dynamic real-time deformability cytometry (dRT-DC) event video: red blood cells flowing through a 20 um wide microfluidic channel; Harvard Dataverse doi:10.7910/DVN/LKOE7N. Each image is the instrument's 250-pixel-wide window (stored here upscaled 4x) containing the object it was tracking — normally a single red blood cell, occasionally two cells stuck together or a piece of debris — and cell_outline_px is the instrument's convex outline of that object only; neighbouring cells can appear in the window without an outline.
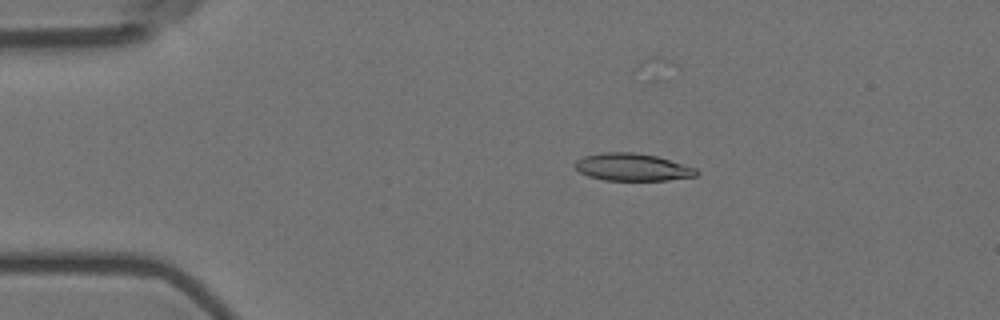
{"species": "Egyptian fruit bat (a non-hibernating species)", "species_latin": "Rousettus aegyptiacus", "temperature_condition": "room temperature", "stored_images_in_passage": 5, "camera_frame_rate_fps": 3000, "um_per_image_px": 0.085, "animal": {"sex": "female"}, "frame": {"image": 1, "passage_image": 1, "time_ms": 0.0, "image_size_px": [1000, 320], "cell_outline_px": [[700, 172], [696, 176], [668, 180], [604, 180], [588, 176], [580, 172], [572, 164], [576, 160], [584, 156], [600, 152], [632, 152], [656, 156], [696, 168]], "centroid_in_image_um": [53.72, 14.2], "position_along_channel_um": 31.3, "area_um2": 19.42}}
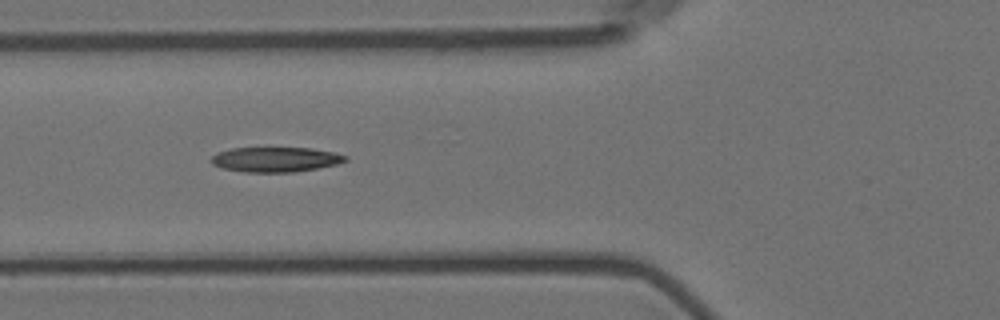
{"frame": {"image": 2, "passage_image": 4, "time_ms": 1.0, "image_size_px": [1000, 320], "cell_outline_px": [[348, 160], [336, 164], [296, 172], [244, 172], [220, 168], [212, 164], [208, 160], [216, 152], [232, 148], [312, 148], [336, 152], [348, 156]], "centroid_in_image_um": [23.39, 13.55], "position_along_channel_um": 102.4, "area_um2": 19.71}}
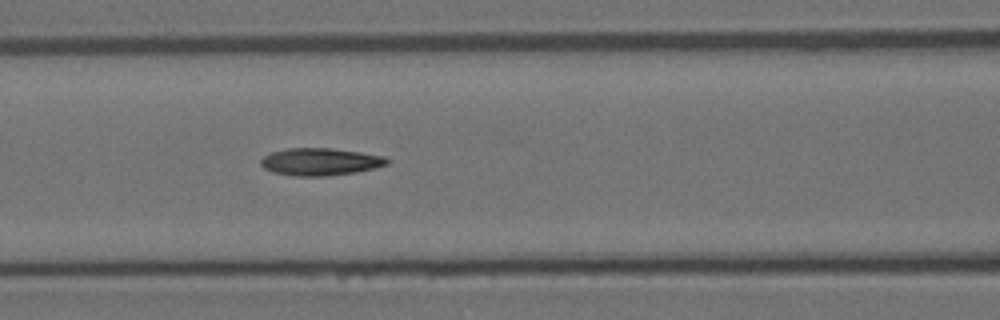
{"frame": {"image": 3, "passage_image": 5, "time_ms": 1.333, "image_size_px": [1000, 320], "cell_outline_px": [[388, 164], [356, 172], [324, 176], [292, 176], [272, 172], [264, 168], [260, 164], [260, 160], [264, 156], [272, 152], [288, 148], [328, 148], [360, 152], [384, 156], [388, 160]], "centroid_in_image_um": [27.18, 13.75], "position_along_channel_um": 139.4, "area_um2": 20.0}}